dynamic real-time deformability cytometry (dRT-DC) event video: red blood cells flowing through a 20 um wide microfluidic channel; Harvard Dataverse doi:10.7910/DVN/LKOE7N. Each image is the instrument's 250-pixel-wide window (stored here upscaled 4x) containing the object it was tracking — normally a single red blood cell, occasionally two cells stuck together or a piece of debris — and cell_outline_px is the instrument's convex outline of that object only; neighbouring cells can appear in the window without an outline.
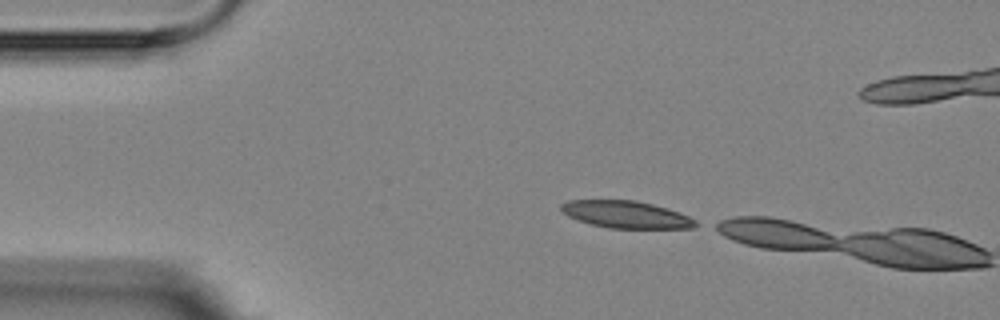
{"species": "Egyptian fruit bat (a non-hibernating species)", "species_latin": "Rousettus aegyptiacus", "temperature_condition": "room temperature", "stored_images_in_passage": 2, "camera_frame_rate_fps": 3000, "um_per_image_px": 0.085, "animal": {"sex": "female"}, "frame": {"image": 1, "passage_image": 1, "time_ms": 0.0, "image_size_px": [1000, 320], "cell_outline_px": [[700, 224], [692, 228], [608, 228], [576, 220], [568, 216], [560, 208], [560, 204], [568, 200], [636, 200], [668, 208], [680, 212], [696, 220]], "centroid_in_image_um": [53.23, 18.23], "position_along_channel_um": 31.8, "area_um2": 21.39}}